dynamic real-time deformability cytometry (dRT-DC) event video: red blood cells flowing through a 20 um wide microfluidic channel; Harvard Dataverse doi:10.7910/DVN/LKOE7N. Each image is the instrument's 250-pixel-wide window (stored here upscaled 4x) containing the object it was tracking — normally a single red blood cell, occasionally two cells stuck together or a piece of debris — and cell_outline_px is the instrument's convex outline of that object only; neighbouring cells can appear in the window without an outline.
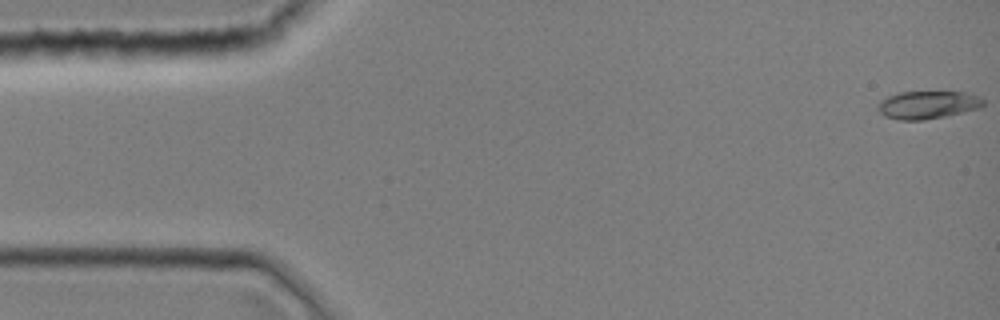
{"species": "common noctule bat (a hibernating species)", "species_latin": "Nyctalus noctula", "temperature_condition": "room temperature", "stored_images_in_passage": 44, "camera_frame_rate_fps": 3000, "um_per_image_px": 0.085, "animal": {"sex": "female", "body_mass_g": 19.0, "forearm_length_mm": 51.5}, "frame": {"image": 1, "passage_image": 1, "time_ms": 0.0, "image_size_px": [1000, 320], "cell_outline_px": [[984, 104], [980, 108], [944, 116], [924, 120], [896, 120], [884, 116], [876, 108], [880, 100], [888, 96], [900, 92], [964, 92], [976, 96], [984, 100]], "centroid_in_image_um": [78.8, 8.92], "position_along_channel_um": 6.2, "area_um2": 17.05}}
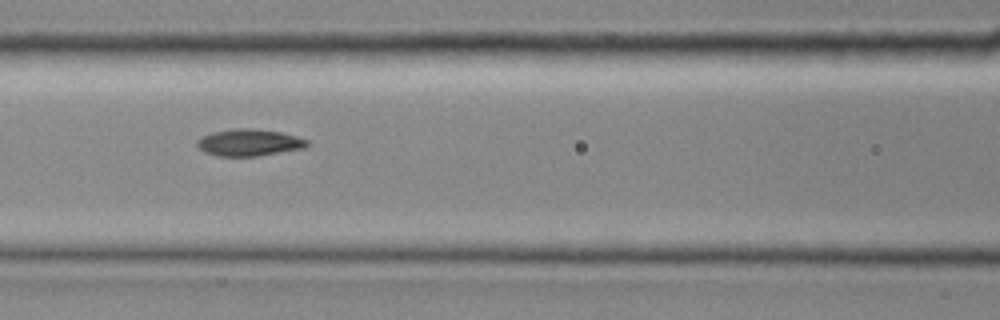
{"frame": {"image": 2, "passage_image": 19, "time_ms": 6.0, "image_size_px": [1000, 320], "cell_outline_px": [[312, 144], [308, 148], [256, 156], [216, 156], [204, 152], [196, 144], [196, 140], [200, 136], [212, 132], [232, 128], [252, 128], [280, 132], [296, 136], [308, 140]], "centroid_in_image_um": [21.19, 12.11], "position_along_channel_um": 145.4, "area_um2": 17.57}}
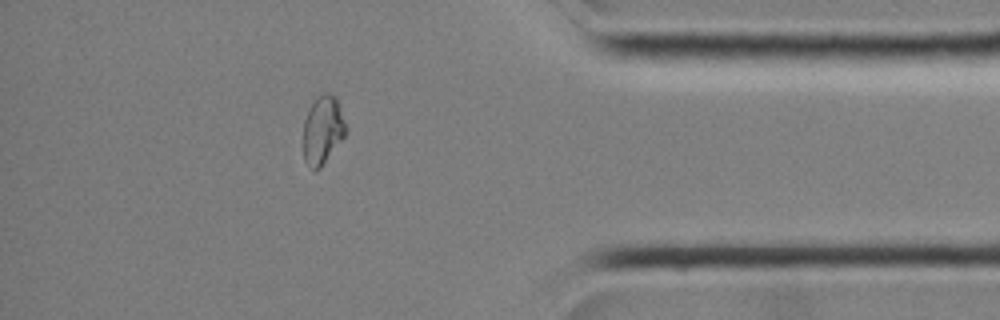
{"frame": {"image": 3, "passage_image": 38, "time_ms": 12.333, "image_size_px": [1000, 320], "cell_outline_px": [[348, 132], [320, 168], [316, 172], [304, 160], [304, 120], [316, 96], [320, 92], [328, 92], [336, 96], [348, 128]], "centroid_in_image_um": [27.46, 11.01], "position_along_channel_um": 407.7, "area_um2": 17.11}}